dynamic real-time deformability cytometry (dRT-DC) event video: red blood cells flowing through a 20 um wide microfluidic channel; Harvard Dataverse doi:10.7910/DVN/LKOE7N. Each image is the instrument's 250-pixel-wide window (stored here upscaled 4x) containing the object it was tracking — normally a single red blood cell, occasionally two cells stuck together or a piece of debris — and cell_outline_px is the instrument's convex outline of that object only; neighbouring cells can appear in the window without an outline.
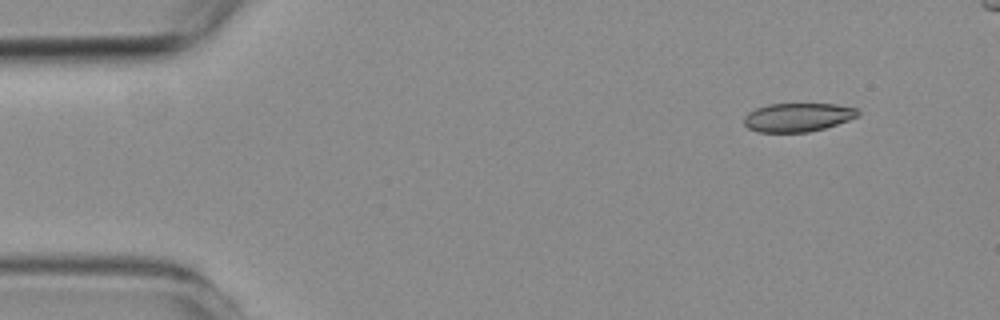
{"species": "common noctule bat (a hibernating species)", "species_latin": "Nyctalus noctula", "temperature_condition": "room temperature", "stored_images_in_passage": 5, "camera_frame_rate_fps": 3000, "um_per_image_px": 0.085, "animal": {"sex": "female", "body_mass_g": 19.3, "forearm_length_mm": 54.1}, "frame": {"image": 1, "passage_image": 1, "time_ms": 0.0, "image_size_px": [1000, 320], "cell_outline_px": [[860, 116], [824, 128], [808, 132], [756, 132], [748, 128], [744, 124], [744, 116], [748, 112], [756, 108], [768, 104], [836, 104], [856, 108], [860, 112]], "centroid_in_image_um": [67.8, 9.97], "position_along_channel_um": 17.2, "area_um2": 19.07}}